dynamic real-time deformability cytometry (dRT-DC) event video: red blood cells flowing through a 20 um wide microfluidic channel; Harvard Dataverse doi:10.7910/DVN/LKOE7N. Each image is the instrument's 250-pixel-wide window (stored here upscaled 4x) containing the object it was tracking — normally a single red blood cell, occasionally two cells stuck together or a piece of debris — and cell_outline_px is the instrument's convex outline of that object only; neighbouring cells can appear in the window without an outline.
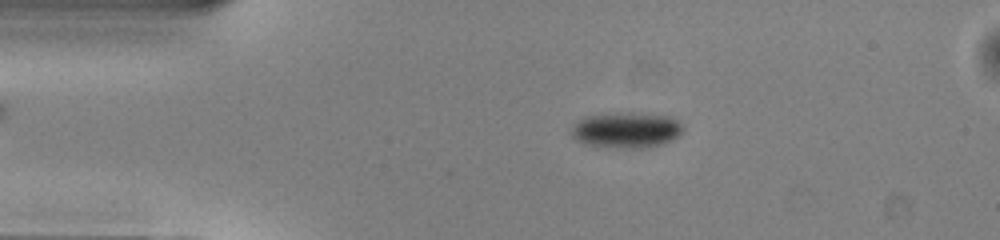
{"species": "common noctule bat (a hibernating species)", "species_latin": "Nyctalus noctula", "temperature_condition": "warm", "stored_images_in_passage": 50, "camera_frame_rate_fps": 3000, "um_per_image_px": 0.085, "animal": {"sex": "male", "body_mass_g": 13.0, "forearm_length_mm": 53.1}, "frame": {"image": 1, "passage_image": 9, "time_ms": 2.667, "image_size_px": [1000, 240], "cell_outline_px": [[684, 128], [672, 140], [648, 148], [608, 148], [584, 144], [576, 140], [572, 136], [572, 124], [584, 116], [616, 112], [640, 112], [672, 116]], "centroid_in_image_um": [53.2, 11.04], "position_along_channel_um": 31.8, "area_um2": 23.76}}
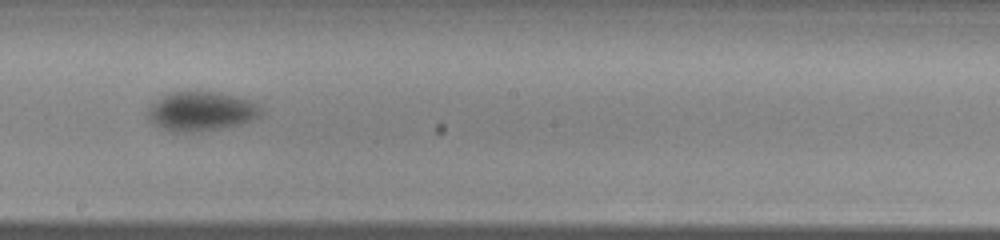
{"frame": {"image": 2, "passage_image": 27, "time_ms": 8.667, "image_size_px": [1000, 240], "cell_outline_px": [[264, 112], [260, 116], [252, 120], [240, 124], [192, 132], [176, 132], [164, 128], [148, 120], [148, 108], [156, 100], [172, 92], [216, 92], [248, 100], [260, 104], [264, 108]], "centroid_in_image_um": [17.14, 9.46], "position_along_channel_um": 231.1, "area_um2": 25.49}}
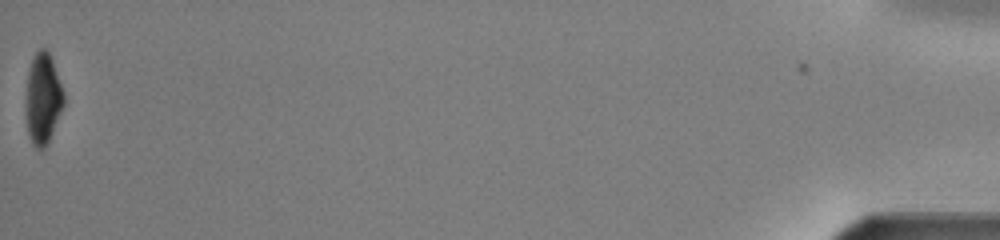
{"frame": {"image": 3, "passage_image": 50, "time_ms": 16.333, "image_size_px": [1000, 240], "cell_outline_px": [[64, 104], [52, 132], [44, 148], [40, 152], [32, 144], [28, 136], [24, 112], [28, 72], [32, 60], [36, 52], [40, 48], [44, 48], [48, 52], [52, 60], [64, 92]], "centroid_in_image_um": [3.61, 8.43], "position_along_channel_um": 431.6, "area_um2": 20.17}, "authors_computed_cell_mechanics": {"area_um2": 23.987, "velocity_mm_per_s": 4.0285, "shape_relaxation_time_tau1_ms": 1.3584, "shape_relaxation_time_tau2_ms": null, "deformation_change_tau1": 0.0978, "deformation_change_tau2": null}}